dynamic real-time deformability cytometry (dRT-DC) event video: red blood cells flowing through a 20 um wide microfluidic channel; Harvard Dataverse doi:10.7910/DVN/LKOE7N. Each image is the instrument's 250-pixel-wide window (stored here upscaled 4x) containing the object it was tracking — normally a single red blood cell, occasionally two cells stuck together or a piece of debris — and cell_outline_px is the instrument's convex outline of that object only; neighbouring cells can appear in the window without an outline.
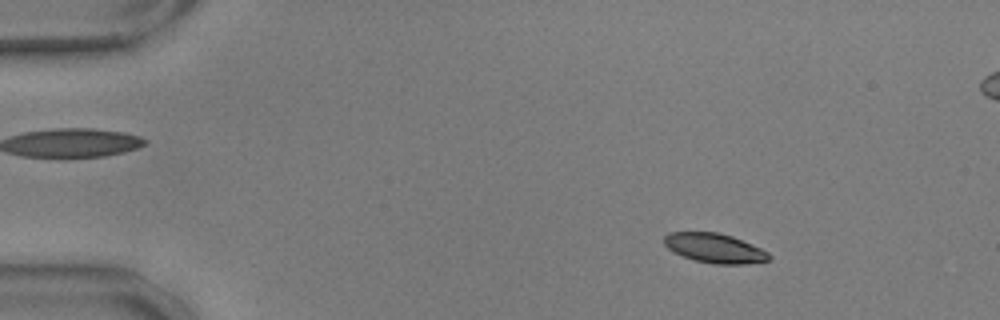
{"species": "common noctule bat (a hibernating species)", "species_latin": "Nyctalus noctula", "temperature_condition": "warm", "stored_images_in_passage": 57, "camera_frame_rate_fps": 3000, "um_per_image_px": 0.085, "animal": {"sex": "male", "body_mass_g": 17.9, "forearm_length_mm": 54.2}, "frame": {"image": 1, "passage_image": 8, "time_ms": 2.333, "image_size_px": [1000, 320], "cell_outline_px": [[772, 256], [768, 260], [744, 264], [716, 264], [696, 260], [684, 256], [668, 248], [664, 244], [664, 236], [668, 232], [716, 232], [732, 236], [760, 248], [768, 252]], "centroid_in_image_um": [60.74, 21.08], "position_along_channel_um": 24.3, "area_um2": 17.74}}
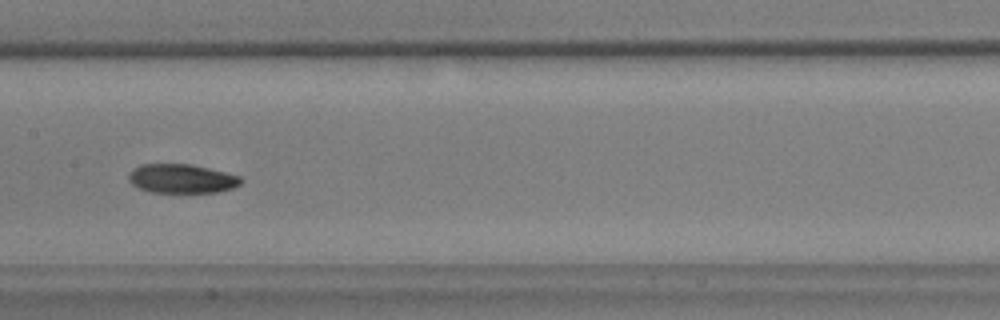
{"frame": {"image": 2, "passage_image": 29, "time_ms": 9.333, "image_size_px": [1000, 320], "cell_outline_px": [[244, 180], [240, 184], [232, 188], [216, 192], [148, 192], [136, 188], [128, 180], [128, 176], [132, 168], [140, 164], [192, 164], [240, 176]], "centroid_in_image_um": [15.4, 15.18], "position_along_channel_um": 192.0, "area_um2": 19.13}}
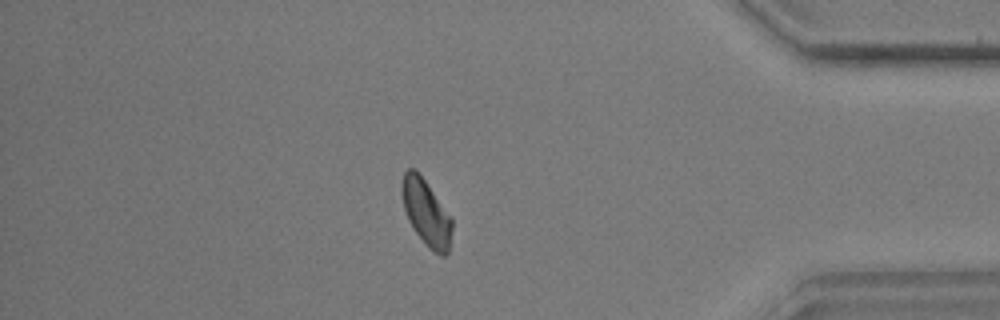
{"frame": {"image": 3, "passage_image": 49, "time_ms": 16.0, "image_size_px": [1000, 320], "cell_outline_px": [[452, 228], [448, 252], [444, 256], [440, 256], [428, 248], [412, 228], [408, 220], [404, 208], [400, 192], [400, 184], [404, 172], [408, 168], [412, 168], [424, 180], [452, 216]], "centroid_in_image_um": [36.21, 18.09], "position_along_channel_um": 399.0, "area_um2": 19.42}, "authors_computed_cell_mechanics": {"area_um2": 19.2474, "velocity_mm_per_s": 3.5666, "shape_relaxation_time_tau1_ms": 4.2999, "shape_relaxation_time_tau2_ms": 4.6157, "deformation_change_tau1": 0.1031, "deformation_change_tau2": 0.0776}}